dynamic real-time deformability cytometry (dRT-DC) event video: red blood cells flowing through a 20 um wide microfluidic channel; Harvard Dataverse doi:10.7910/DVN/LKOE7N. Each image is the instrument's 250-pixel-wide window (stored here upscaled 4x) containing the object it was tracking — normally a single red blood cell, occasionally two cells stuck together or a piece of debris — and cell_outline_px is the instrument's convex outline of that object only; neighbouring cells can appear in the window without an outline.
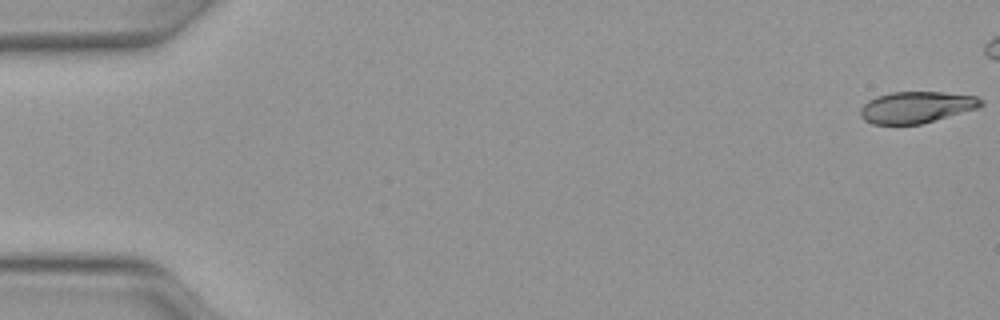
{"species": "Egyptian fruit bat (a non-hibernating species)", "species_latin": "Rousettus aegyptiacus", "temperature_condition": "warm", "stored_images_in_passage": 18, "camera_frame_rate_fps": 3000, "um_per_image_px": 0.085, "animal": {"sex": "female"}, "frame": {"image": 1, "passage_image": 1, "time_ms": 0.0, "image_size_px": [1000, 320], "cell_outline_px": [[984, 104], [980, 108], [920, 124], [872, 124], [864, 120], [860, 116], [860, 108], [868, 100], [876, 96], [892, 92], [944, 92], [976, 96], [984, 100]], "centroid_in_image_um": [77.92, 9.11], "position_along_channel_um": 7.1, "area_um2": 22.31}}